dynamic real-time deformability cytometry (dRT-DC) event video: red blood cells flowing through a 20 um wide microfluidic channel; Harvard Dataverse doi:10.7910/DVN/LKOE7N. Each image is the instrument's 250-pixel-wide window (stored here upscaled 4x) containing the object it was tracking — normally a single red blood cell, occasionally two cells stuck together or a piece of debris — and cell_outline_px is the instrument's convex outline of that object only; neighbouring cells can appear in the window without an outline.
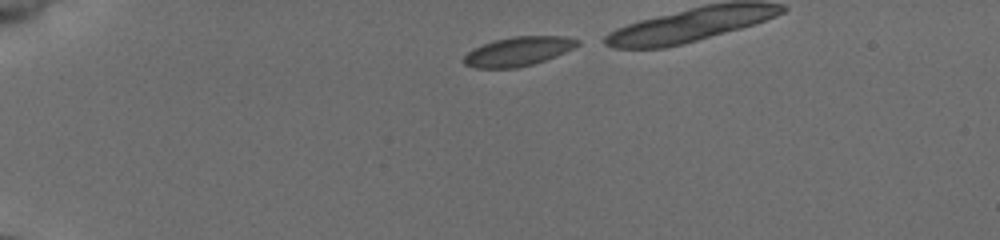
{"species": "common noctule bat (a hibernating species)", "species_latin": "Nyctalus noctula", "temperature_condition": "cold", "stored_images_in_passage": 35, "camera_frame_rate_fps": 3000, "um_per_image_px": 0.085, "animal": {"sex": "female", "body_mass_g": 19.5, "forearm_length_mm": 54.1}, "frame": {"image": 1, "passage_image": 1, "time_ms": 0.0, "image_size_px": [1000, 240], "cell_outline_px": [[580, 44], [556, 56], [532, 64], [516, 68], [476, 68], [464, 64], [460, 60], [472, 48], [496, 40], [512, 36], [568, 36], [580, 40]], "centroid_in_image_um": [44.02, 4.36], "position_along_channel_um": 41.0, "area_um2": 19.31}}
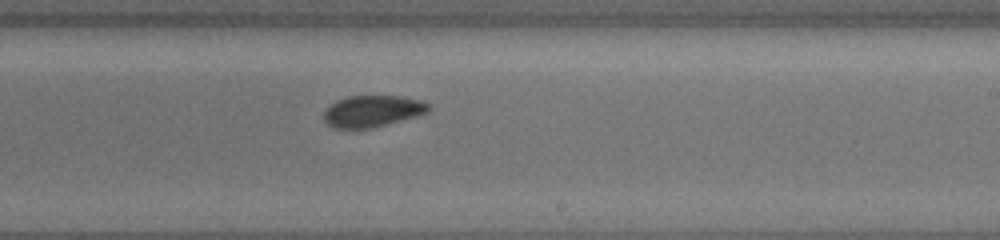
{"frame": {"image": 2, "passage_image": 22, "time_ms": 7.0, "image_size_px": [1000, 240], "cell_outline_px": [[432, 108], [428, 112], [416, 116], [372, 128], [336, 128], [328, 124], [324, 120], [324, 108], [336, 100], [348, 96], [400, 96], [420, 100], [432, 104]], "centroid_in_image_um": [31.67, 9.43], "position_along_channel_um": 257.3, "area_um2": 19.36}}
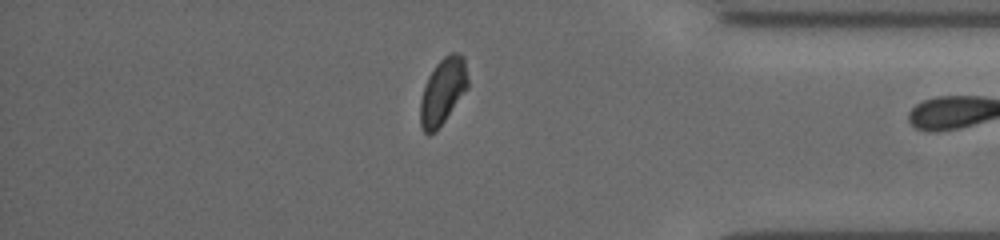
{"frame": {"image": 3, "passage_image": 34, "time_ms": 11.0, "image_size_px": [1000, 240], "cell_outline_px": [[468, 88], [436, 132], [428, 136], [424, 132], [420, 124], [420, 100], [428, 76], [436, 64], [444, 56], [452, 52], [456, 52], [464, 56], [468, 80]], "centroid_in_image_um": [37.63, 7.77], "position_along_channel_um": 397.6, "area_um2": 18.44}}